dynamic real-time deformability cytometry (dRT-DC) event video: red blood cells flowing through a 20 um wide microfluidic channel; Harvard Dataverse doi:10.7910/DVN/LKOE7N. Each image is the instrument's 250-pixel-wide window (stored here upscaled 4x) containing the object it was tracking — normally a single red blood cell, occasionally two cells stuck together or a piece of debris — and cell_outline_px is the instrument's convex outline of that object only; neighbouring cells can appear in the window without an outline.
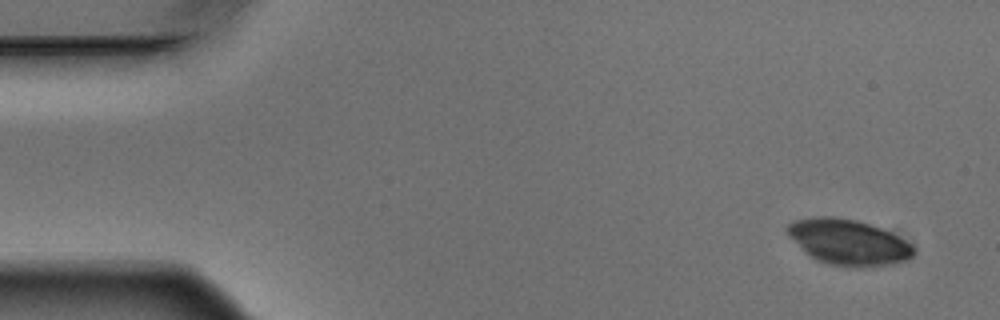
{"species": "Egyptian fruit bat (a non-hibernating species)", "species_latin": "Rousettus aegyptiacus", "temperature_condition": "warm", "stored_images_in_passage": 4, "camera_frame_rate_fps": 3000, "um_per_image_px": 0.085, "animal": {"sex": "male"}, "frame": {"image": 1, "passage_image": 1, "time_ms": 0.0, "image_size_px": [1000, 320], "cell_outline_px": [[916, 252], [908, 260], [896, 264], [828, 264], [816, 260], [804, 252], [788, 236], [788, 224], [796, 220], [816, 216], [832, 216], [856, 220], [880, 228], [912, 244], [916, 248]], "centroid_in_image_um": [72.09, 20.55], "position_along_channel_um": 12.9, "area_um2": 32.71}}